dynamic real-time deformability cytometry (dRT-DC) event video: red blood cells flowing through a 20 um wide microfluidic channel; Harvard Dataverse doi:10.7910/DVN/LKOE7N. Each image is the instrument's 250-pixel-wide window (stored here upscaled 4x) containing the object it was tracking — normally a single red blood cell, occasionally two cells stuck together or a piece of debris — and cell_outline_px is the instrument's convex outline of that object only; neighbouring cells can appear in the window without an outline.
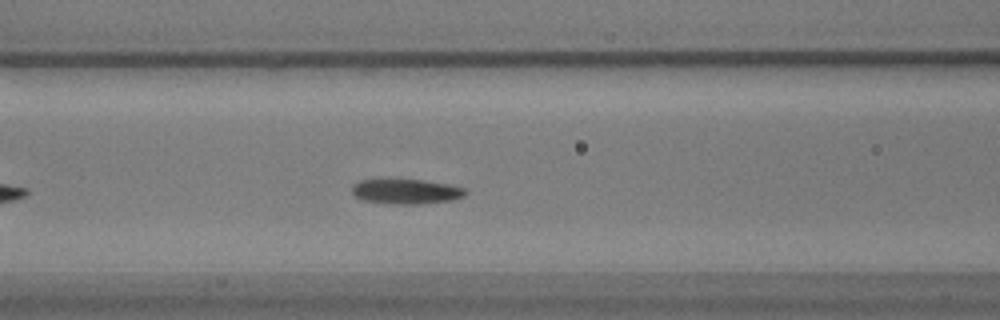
{"species": "common noctule bat (a hibernating species)", "species_latin": "Nyctalus noctula", "temperature_condition": "warm", "stored_images_in_passage": 35, "camera_frame_rate_fps": 3000, "um_per_image_px": 0.085, "animal": {"sex": "male", "body_mass_g": 17.9}, "frame": {"image": 1, "passage_image": 12, "time_ms": 3.667, "image_size_px": [1000, 320], "cell_outline_px": [[468, 192], [464, 196], [452, 200], [420, 204], [384, 204], [360, 200], [352, 192], [352, 188], [360, 180], [420, 180], [448, 184], [464, 188]], "centroid_in_image_um": [34.52, 16.3], "position_along_channel_um": 132.1, "area_um2": 16.42}}
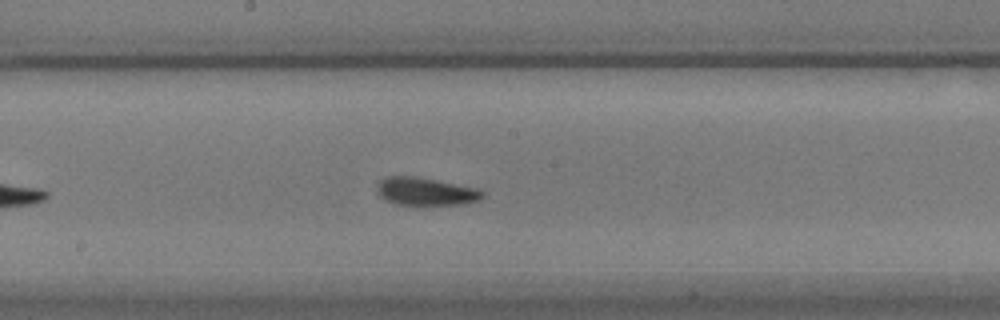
{"frame": {"image": 2, "passage_image": 19, "time_ms": 6.0, "image_size_px": [1000, 320], "cell_outline_px": [[484, 196], [476, 200], [464, 204], [396, 204], [384, 200], [380, 196], [376, 188], [380, 180], [384, 176], [416, 176], [476, 188], [484, 192]], "centroid_in_image_um": [36.13, 16.26], "position_along_channel_um": 212.1, "area_um2": 16.94}}
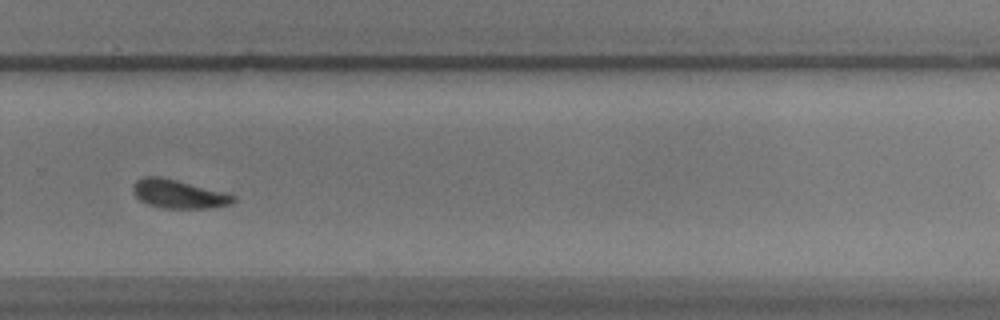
{"frame": {"image": 3, "passage_image": 28, "time_ms": 9.0, "image_size_px": [1000, 320], "cell_outline_px": [[236, 200], [232, 204], [212, 208], [164, 208], [148, 204], [140, 200], [132, 192], [132, 188], [136, 180], [144, 176], [160, 176], [224, 192], [236, 196]], "centroid_in_image_um": [15.18, 16.49], "position_along_channel_um": 314.6, "area_um2": 16.7}, "authors_computed_cell_mechanics": {"area_um2": 17.1088, "velocity_mm_per_s": 3.4247, "shape_relaxation_time_tau1_ms": 2.3071, "shape_relaxation_time_tau2_ms": 1.5772, "deformation_change_tau1": 0.1499, "deformation_change_tau2": 0.0884}}